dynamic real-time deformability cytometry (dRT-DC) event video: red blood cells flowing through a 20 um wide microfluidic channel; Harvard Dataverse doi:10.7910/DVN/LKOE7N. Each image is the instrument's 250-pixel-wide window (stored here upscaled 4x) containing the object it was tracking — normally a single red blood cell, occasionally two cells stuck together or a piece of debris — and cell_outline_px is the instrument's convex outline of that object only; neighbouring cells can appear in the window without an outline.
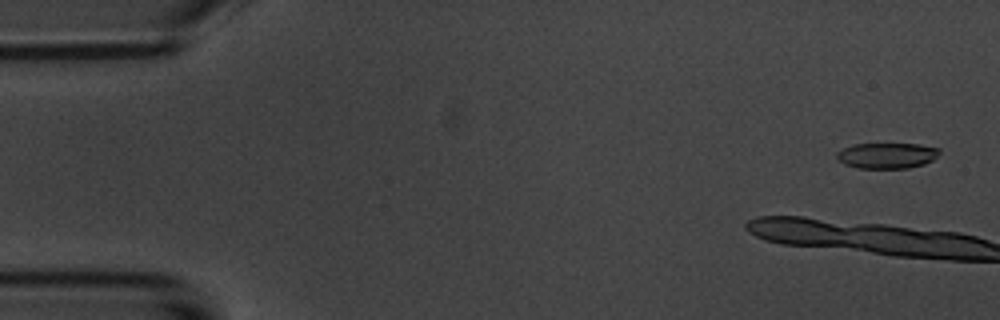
{"species": "common noctule bat (a hibernating species)", "species_latin": "Nyctalus noctula", "temperature_condition": "room temperature", "stored_images_in_passage": 5, "camera_frame_rate_fps": 3000, "um_per_image_px": 0.085, "animal": {"sex": "male", "body_mass_g": 20.1, "forearm_length_mm": 53.5}, "frame": {"image": 1, "passage_image": 1, "time_ms": 0.0, "image_size_px": [1000, 320], "cell_outline_px": [[940, 152], [932, 160], [924, 164], [908, 168], [856, 168], [844, 164], [836, 160], [836, 152], [852, 144], [920, 144], [940, 148]], "centroid_in_image_um": [75.36, 13.22], "position_along_channel_um": 9.6, "area_um2": 15.49}}